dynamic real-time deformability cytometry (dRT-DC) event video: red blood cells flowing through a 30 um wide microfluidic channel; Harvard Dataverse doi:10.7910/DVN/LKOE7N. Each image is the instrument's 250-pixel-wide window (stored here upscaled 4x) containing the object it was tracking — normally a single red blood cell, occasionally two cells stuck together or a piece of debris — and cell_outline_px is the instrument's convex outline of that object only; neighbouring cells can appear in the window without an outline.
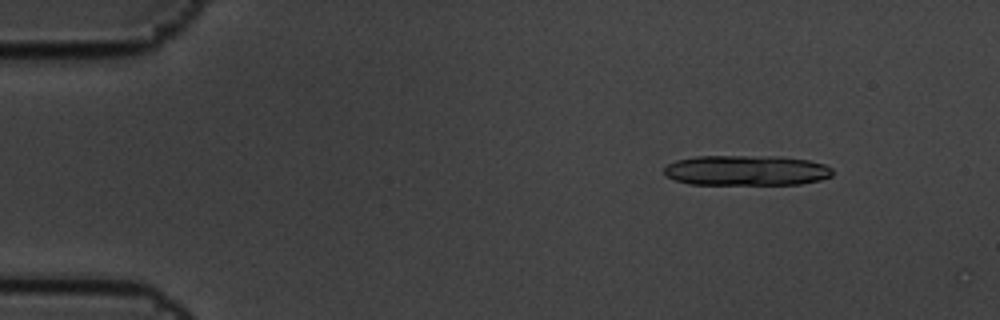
{"species": "common noctule bat (a hibernating species)", "species_latin": "Nyctalus noctula", "temperature_condition": "cold", "stored_images_in_passage": 15, "camera_frame_rate_fps": 3000, "um_per_image_px": 0.085, "animal": {"sex": "male", "body_mass_g": 19.5, "forearm_length_mm": 54.6}, "frame": {"image": 1, "passage_image": 2, "time_ms": 0.333, "image_size_px": [1000, 320], "cell_outline_px": [[832, 176], [820, 180], [800, 184], [688, 184], [676, 180], [668, 176], [664, 172], [664, 168], [668, 164], [676, 160], [696, 156], [780, 156], [808, 160], [824, 164], [832, 168]], "centroid_in_image_um": [63.46, 14.48], "position_along_channel_um": 21.5, "area_um2": 29.77}}
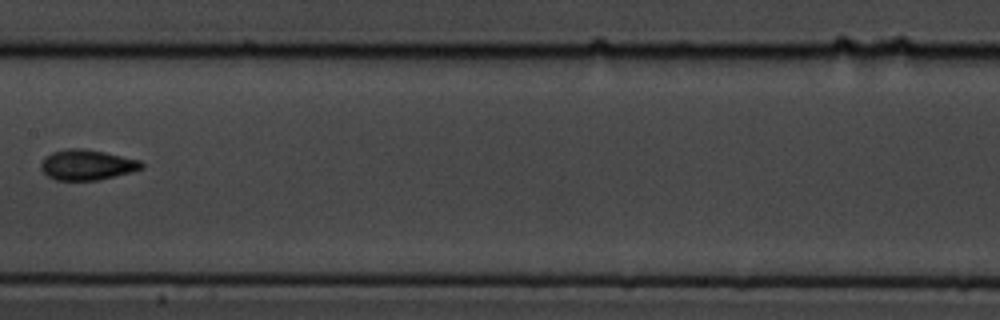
{"frame": {"image": 2, "passage_image": 8, "time_ms": 2.333, "image_size_px": [1000, 320], "cell_outline_px": [[144, 168], [132, 172], [116, 176], [96, 180], [56, 180], [48, 176], [40, 168], [40, 164], [44, 156], [52, 152], [68, 148], [84, 148], [104, 152], [140, 160], [144, 164]], "centroid_in_image_um": [7.39, 14.0], "position_along_channel_um": 200.0, "area_um2": 17.92}}
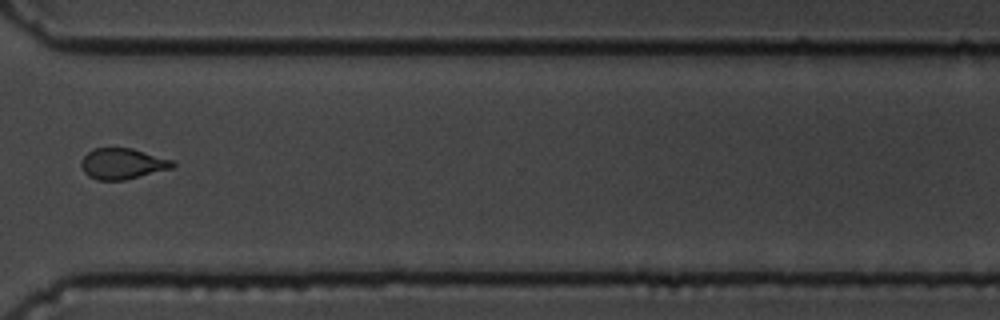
{"frame": {"image": 3, "passage_image": 12, "time_ms": 3.667, "image_size_px": [1000, 320], "cell_outline_px": [[176, 164], [172, 168], [124, 180], [96, 180], [88, 176], [84, 172], [80, 164], [84, 156], [92, 148], [132, 148], [172, 160]], "centroid_in_image_um": [10.38, 13.91], "position_along_channel_um": 360.2, "area_um2": 16.36}}